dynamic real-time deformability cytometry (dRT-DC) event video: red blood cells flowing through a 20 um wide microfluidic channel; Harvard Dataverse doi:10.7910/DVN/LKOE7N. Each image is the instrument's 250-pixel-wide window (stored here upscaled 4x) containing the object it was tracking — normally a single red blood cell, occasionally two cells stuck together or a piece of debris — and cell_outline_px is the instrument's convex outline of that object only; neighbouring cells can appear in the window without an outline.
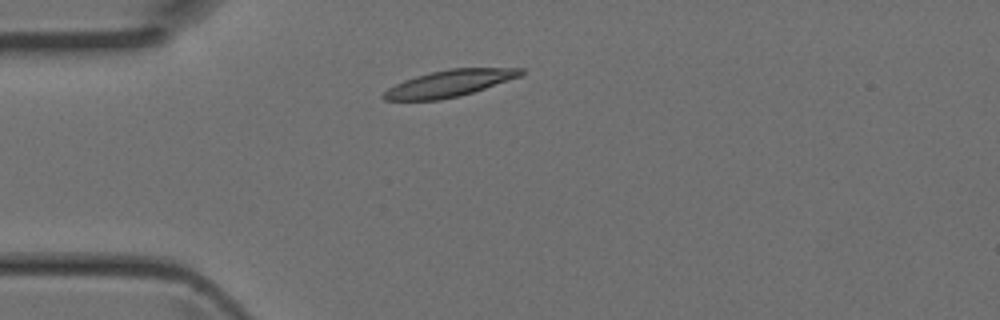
{"species": "Egyptian fruit bat (a non-hibernating species)", "species_latin": "Rousettus aegyptiacus", "temperature_condition": "room temperature", "stored_images_in_passage": 28, "camera_frame_rate_fps": 3000, "um_per_image_px": 0.085, "animal": {"sex": "female"}, "frame": {"image": 1, "passage_image": 1, "time_ms": 0.0, "image_size_px": [1000, 320], "cell_outline_px": [[524, 72], [520, 76], [460, 96], [440, 100], [384, 100], [380, 96], [388, 88], [404, 80], [416, 76], [448, 68], [524, 68]], "centroid_in_image_um": [38.17, 7.09], "position_along_channel_um": 46.8, "area_um2": 21.1}}
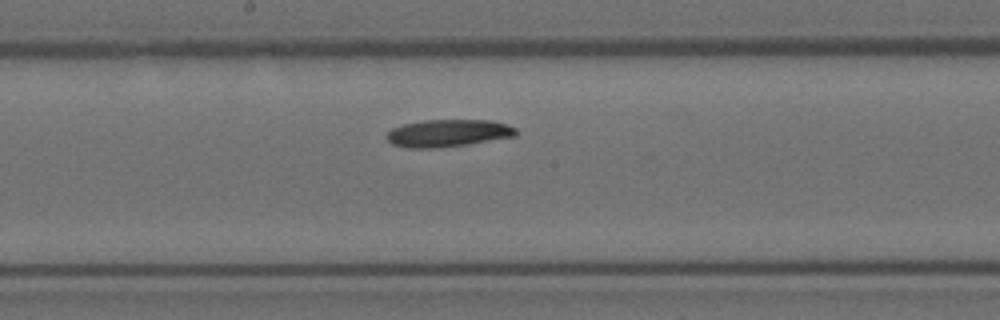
{"frame": {"image": 2, "passage_image": 13, "time_ms": 4.0, "image_size_px": [1000, 320], "cell_outline_px": [[516, 132], [512, 136], [468, 144], [440, 148], [404, 148], [392, 144], [388, 140], [388, 132], [392, 128], [404, 124], [424, 120], [492, 120], [508, 124], [516, 128]], "centroid_in_image_um": [38.06, 11.32], "position_along_channel_um": 210.1, "area_um2": 20.52}}
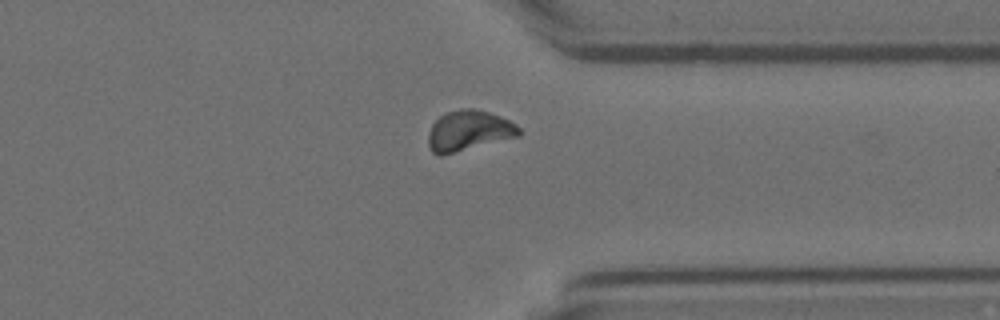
{"frame": {"image": 3, "passage_image": 24, "time_ms": 7.667, "image_size_px": [1000, 320], "cell_outline_px": [[520, 136], [440, 156], [432, 152], [428, 148], [428, 132], [432, 124], [444, 112], [460, 108], [472, 108], [488, 112], [500, 116], [516, 124], [520, 128]], "centroid_in_image_um": [39.82, 11.11], "position_along_channel_um": 371.6, "area_um2": 21.5}}